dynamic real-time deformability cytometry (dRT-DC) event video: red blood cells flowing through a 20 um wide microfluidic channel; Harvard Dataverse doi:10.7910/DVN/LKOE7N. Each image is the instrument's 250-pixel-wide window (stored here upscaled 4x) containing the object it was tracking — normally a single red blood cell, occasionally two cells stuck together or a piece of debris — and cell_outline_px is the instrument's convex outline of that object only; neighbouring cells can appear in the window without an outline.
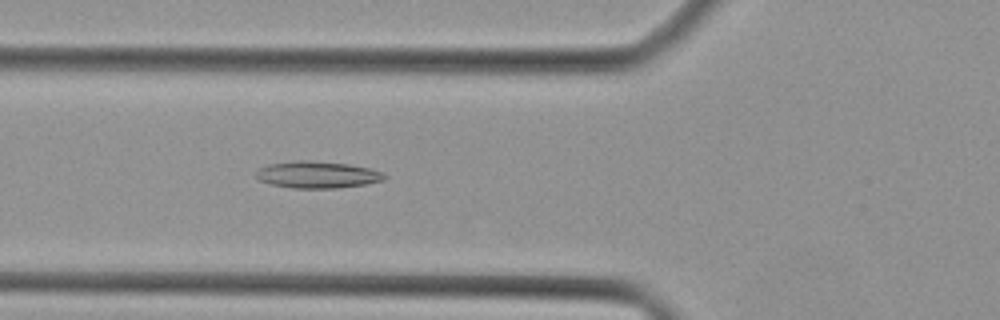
{"species": "Egyptian fruit bat (a non-hibernating species)", "species_latin": "Rousettus aegyptiacus", "temperature_condition": "cold", "stored_images_in_passage": 30, "camera_frame_rate_fps": 3000, "um_per_image_px": 0.085, "animal": {"sex": "female"}, "frame": {"image": 1, "passage_image": 8, "time_ms": 2.333, "image_size_px": [1000, 320], "cell_outline_px": [[376, 180], [360, 184], [312, 188], [308, 188], [276, 184], [264, 180], [268, 168], [280, 164], [340, 164], [364, 168], [372, 172]], "centroid_in_image_um": [27.02, 14.9], "position_along_channel_um": 98.8, "area_um2": 15.55}}
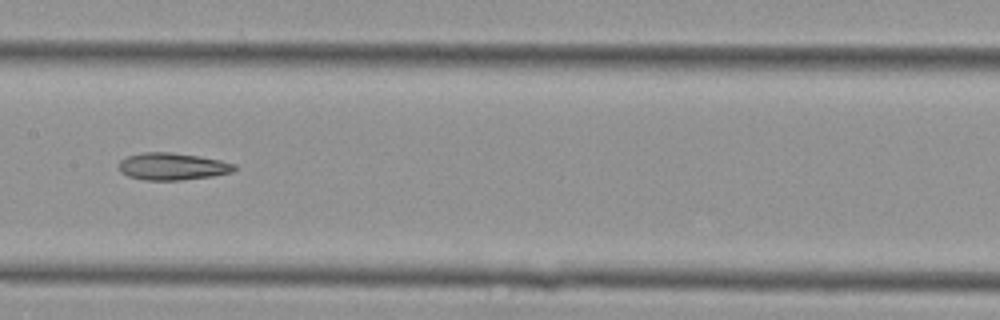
{"frame": {"image": 2, "passage_image": 14, "time_ms": 4.333, "image_size_px": [1000, 320], "cell_outline_px": [[236, 168], [228, 172], [204, 176], [172, 180], [156, 180], [132, 176], [124, 172], [120, 168], [120, 164], [124, 160], [132, 156], [192, 156], [212, 160], [228, 164]], "centroid_in_image_um": [14.65, 14.22], "position_along_channel_um": 192.7, "area_um2": 15.2}}
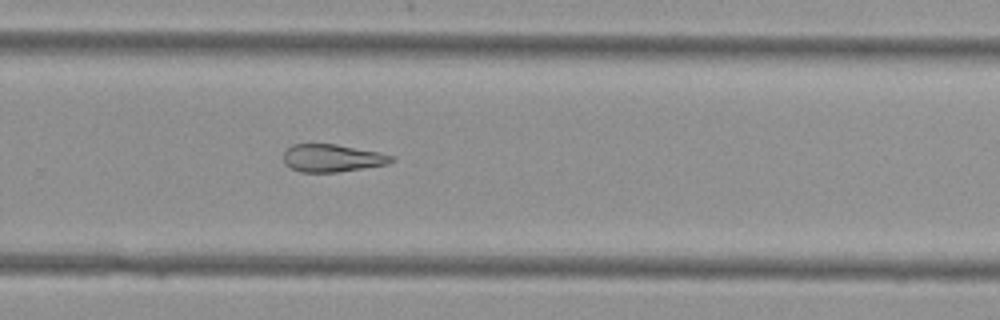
{"frame": {"image": 3, "passage_image": 21, "time_ms": 6.667, "image_size_px": [1000, 320], "cell_outline_px": [[392, 160], [380, 164], [332, 172], [308, 172], [292, 168], [288, 164], [292, 148], [296, 144], [332, 144], [372, 152], [384, 156]], "centroid_in_image_um": [28.18, 13.44], "position_along_channel_um": 301.6, "area_um2": 15.14}}